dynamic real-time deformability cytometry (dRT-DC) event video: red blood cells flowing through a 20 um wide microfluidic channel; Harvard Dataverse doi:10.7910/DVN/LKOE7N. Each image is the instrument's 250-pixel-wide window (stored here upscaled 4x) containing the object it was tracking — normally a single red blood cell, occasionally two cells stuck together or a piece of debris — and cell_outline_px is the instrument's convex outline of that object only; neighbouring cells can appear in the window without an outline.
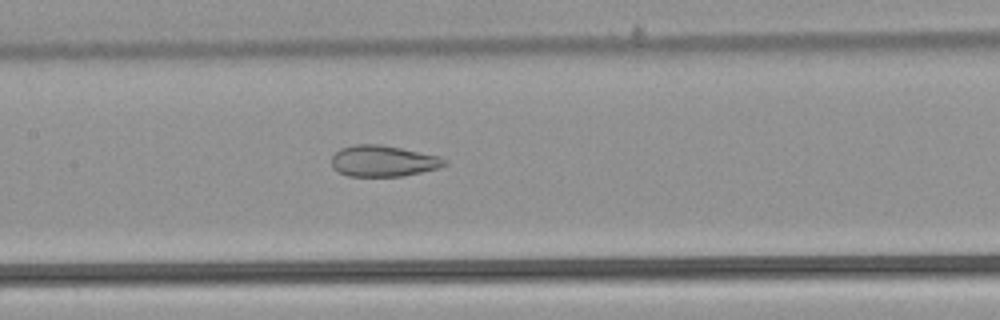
{"species": "common noctule bat (a hibernating species)", "species_latin": "Nyctalus noctula", "temperature_condition": "warm", "stored_images_in_passage": 43, "camera_frame_rate_fps": 3000, "um_per_image_px": 0.085, "animal": {"sex": "male", "body_mass_g": 21.5, "forearm_length_mm": 52.0}, "frame": {"image": 1, "passage_image": 16, "time_ms": 5.0, "image_size_px": [1000, 320], "cell_outline_px": [[448, 164], [440, 168], [400, 176], [348, 176], [332, 168], [332, 156], [340, 148], [356, 144], [380, 144], [400, 148], [436, 156], [448, 160]], "centroid_in_image_um": [32.55, 13.68], "position_along_channel_um": 174.8, "area_um2": 20.35}}
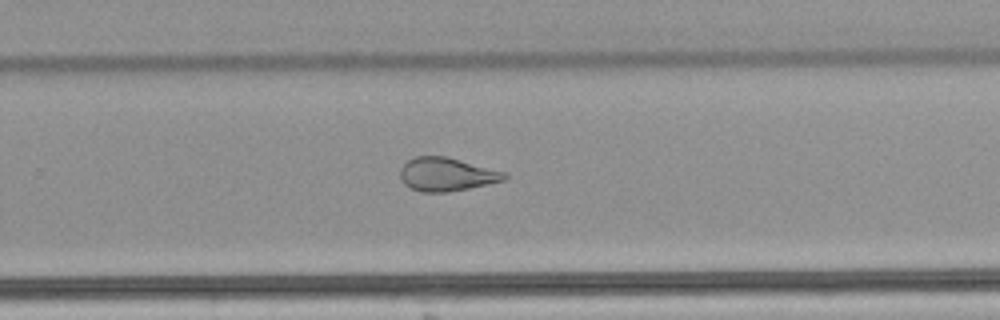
{"frame": {"image": 2, "passage_image": 25, "time_ms": 8.0, "image_size_px": [1000, 320], "cell_outline_px": [[508, 176], [504, 180], [488, 184], [448, 192], [420, 192], [404, 184], [400, 176], [400, 168], [408, 160], [416, 156], [448, 156], [508, 172]], "centroid_in_image_um": [37.99, 14.81], "position_along_channel_um": 291.8, "area_um2": 20.52}}
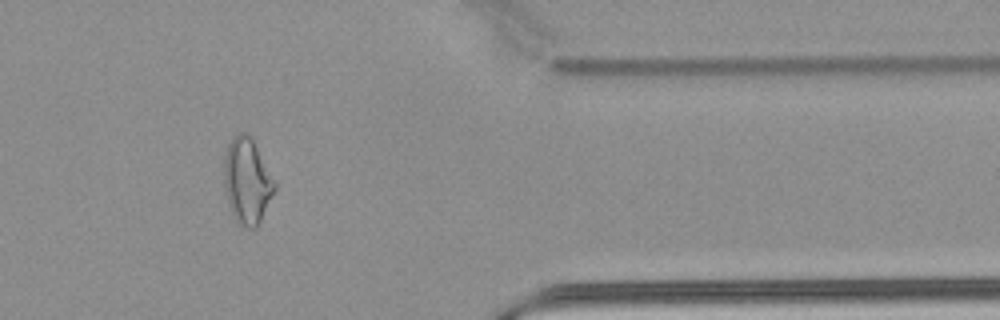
{"frame": {"image": 3, "passage_image": 34, "time_ms": 11.0, "image_size_px": [1000, 320], "cell_outline_px": [[276, 188], [256, 228], [244, 228], [232, 216], [228, 204], [224, 184], [224, 156], [228, 144], [236, 132], [248, 132], [252, 136], [276, 180]], "centroid_in_image_um": [21.01, 15.33], "position_along_channel_um": 390.4, "area_um2": 25.72}, "authors_computed_cell_mechanics": {"area_um2": 23.8714, "velocity_mm_per_s": 3.9178, "shape_relaxation_time_tau1_ms": null, "shape_relaxation_time_tau2_ms": 1.6991, "deformation_change_tau1": null, "deformation_change_tau2": 0.0929}}